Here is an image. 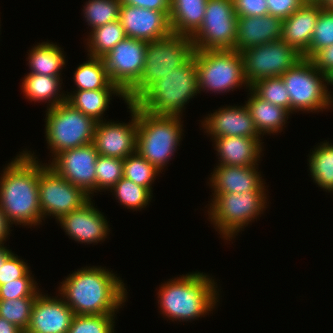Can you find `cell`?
Segmentation results:
<instances>
[{"label": "cell", "instance_id": "836d02e7", "mask_svg": "<svg viewBox=\"0 0 333 333\" xmlns=\"http://www.w3.org/2000/svg\"><path fill=\"white\" fill-rule=\"evenodd\" d=\"M110 190L114 192L120 205L132 210L145 208L151 202L153 194L148 188L139 186L125 177H122Z\"/></svg>", "mask_w": 333, "mask_h": 333}, {"label": "cell", "instance_id": "5b68a950", "mask_svg": "<svg viewBox=\"0 0 333 333\" xmlns=\"http://www.w3.org/2000/svg\"><path fill=\"white\" fill-rule=\"evenodd\" d=\"M138 152L160 172L174 155L183 136L178 116H157L136 106Z\"/></svg>", "mask_w": 333, "mask_h": 333}, {"label": "cell", "instance_id": "ee69618b", "mask_svg": "<svg viewBox=\"0 0 333 333\" xmlns=\"http://www.w3.org/2000/svg\"><path fill=\"white\" fill-rule=\"evenodd\" d=\"M268 15L286 19L304 3L302 0H267Z\"/></svg>", "mask_w": 333, "mask_h": 333}, {"label": "cell", "instance_id": "bcb514c9", "mask_svg": "<svg viewBox=\"0 0 333 333\" xmlns=\"http://www.w3.org/2000/svg\"><path fill=\"white\" fill-rule=\"evenodd\" d=\"M121 4L143 7L150 10L163 11L170 14V0H120Z\"/></svg>", "mask_w": 333, "mask_h": 333}, {"label": "cell", "instance_id": "7c38bea8", "mask_svg": "<svg viewBox=\"0 0 333 333\" xmlns=\"http://www.w3.org/2000/svg\"><path fill=\"white\" fill-rule=\"evenodd\" d=\"M46 164L39 163V205L43 220L52 215L58 221L63 215L81 208L91 197Z\"/></svg>", "mask_w": 333, "mask_h": 333}, {"label": "cell", "instance_id": "484cf974", "mask_svg": "<svg viewBox=\"0 0 333 333\" xmlns=\"http://www.w3.org/2000/svg\"><path fill=\"white\" fill-rule=\"evenodd\" d=\"M208 0H170L169 22L174 34L191 37L201 26Z\"/></svg>", "mask_w": 333, "mask_h": 333}, {"label": "cell", "instance_id": "681fc988", "mask_svg": "<svg viewBox=\"0 0 333 333\" xmlns=\"http://www.w3.org/2000/svg\"><path fill=\"white\" fill-rule=\"evenodd\" d=\"M12 253L13 252L9 250L6 246L4 247V243H0V268Z\"/></svg>", "mask_w": 333, "mask_h": 333}, {"label": "cell", "instance_id": "277c9868", "mask_svg": "<svg viewBox=\"0 0 333 333\" xmlns=\"http://www.w3.org/2000/svg\"><path fill=\"white\" fill-rule=\"evenodd\" d=\"M199 93L194 56L152 83L133 103L157 116H182L185 105Z\"/></svg>", "mask_w": 333, "mask_h": 333}, {"label": "cell", "instance_id": "f1b7e54d", "mask_svg": "<svg viewBox=\"0 0 333 333\" xmlns=\"http://www.w3.org/2000/svg\"><path fill=\"white\" fill-rule=\"evenodd\" d=\"M56 43H37L29 50L28 63L31 74L61 76L66 64L64 51Z\"/></svg>", "mask_w": 333, "mask_h": 333}, {"label": "cell", "instance_id": "f6af8a7d", "mask_svg": "<svg viewBox=\"0 0 333 333\" xmlns=\"http://www.w3.org/2000/svg\"><path fill=\"white\" fill-rule=\"evenodd\" d=\"M310 60L317 69L327 74L333 69V44L317 51Z\"/></svg>", "mask_w": 333, "mask_h": 333}, {"label": "cell", "instance_id": "b9f144b4", "mask_svg": "<svg viewBox=\"0 0 333 333\" xmlns=\"http://www.w3.org/2000/svg\"><path fill=\"white\" fill-rule=\"evenodd\" d=\"M12 253L0 268V285L11 282L14 279L23 278L29 271L30 267L24 260Z\"/></svg>", "mask_w": 333, "mask_h": 333}, {"label": "cell", "instance_id": "7bdbcfd3", "mask_svg": "<svg viewBox=\"0 0 333 333\" xmlns=\"http://www.w3.org/2000/svg\"><path fill=\"white\" fill-rule=\"evenodd\" d=\"M267 0H233L237 17L268 15Z\"/></svg>", "mask_w": 333, "mask_h": 333}, {"label": "cell", "instance_id": "9a60e30c", "mask_svg": "<svg viewBox=\"0 0 333 333\" xmlns=\"http://www.w3.org/2000/svg\"><path fill=\"white\" fill-rule=\"evenodd\" d=\"M98 155L95 146L90 143L57 154L48 165L91 197L94 192L96 193V160Z\"/></svg>", "mask_w": 333, "mask_h": 333}, {"label": "cell", "instance_id": "cb8c5ba5", "mask_svg": "<svg viewBox=\"0 0 333 333\" xmlns=\"http://www.w3.org/2000/svg\"><path fill=\"white\" fill-rule=\"evenodd\" d=\"M321 9L320 4H303L283 20L281 40L303 54L309 48Z\"/></svg>", "mask_w": 333, "mask_h": 333}, {"label": "cell", "instance_id": "f546056e", "mask_svg": "<svg viewBox=\"0 0 333 333\" xmlns=\"http://www.w3.org/2000/svg\"><path fill=\"white\" fill-rule=\"evenodd\" d=\"M88 57L74 73L76 90L120 89L111 82L103 58Z\"/></svg>", "mask_w": 333, "mask_h": 333}, {"label": "cell", "instance_id": "8d00e7d4", "mask_svg": "<svg viewBox=\"0 0 333 333\" xmlns=\"http://www.w3.org/2000/svg\"><path fill=\"white\" fill-rule=\"evenodd\" d=\"M333 44V9L322 8L314 28L309 48L302 54L310 59L317 51Z\"/></svg>", "mask_w": 333, "mask_h": 333}, {"label": "cell", "instance_id": "2e32d148", "mask_svg": "<svg viewBox=\"0 0 333 333\" xmlns=\"http://www.w3.org/2000/svg\"><path fill=\"white\" fill-rule=\"evenodd\" d=\"M131 121L128 123H115L102 119L95 127L93 145L99 155L125 159L136 152L137 144V115L136 105L128 103Z\"/></svg>", "mask_w": 333, "mask_h": 333}, {"label": "cell", "instance_id": "d6a6232c", "mask_svg": "<svg viewBox=\"0 0 333 333\" xmlns=\"http://www.w3.org/2000/svg\"><path fill=\"white\" fill-rule=\"evenodd\" d=\"M160 171L138 152H134L123 159V177L135 184L148 188L152 192V184Z\"/></svg>", "mask_w": 333, "mask_h": 333}, {"label": "cell", "instance_id": "74e56055", "mask_svg": "<svg viewBox=\"0 0 333 333\" xmlns=\"http://www.w3.org/2000/svg\"><path fill=\"white\" fill-rule=\"evenodd\" d=\"M36 297L0 300V317L26 330L31 316L32 306Z\"/></svg>", "mask_w": 333, "mask_h": 333}, {"label": "cell", "instance_id": "ffe728a7", "mask_svg": "<svg viewBox=\"0 0 333 333\" xmlns=\"http://www.w3.org/2000/svg\"><path fill=\"white\" fill-rule=\"evenodd\" d=\"M201 125L213 139L227 136L261 137L246 104L218 108L208 114Z\"/></svg>", "mask_w": 333, "mask_h": 333}, {"label": "cell", "instance_id": "f35d334b", "mask_svg": "<svg viewBox=\"0 0 333 333\" xmlns=\"http://www.w3.org/2000/svg\"><path fill=\"white\" fill-rule=\"evenodd\" d=\"M123 177V159L98 155L96 160V192L107 191Z\"/></svg>", "mask_w": 333, "mask_h": 333}, {"label": "cell", "instance_id": "c3c4849f", "mask_svg": "<svg viewBox=\"0 0 333 333\" xmlns=\"http://www.w3.org/2000/svg\"><path fill=\"white\" fill-rule=\"evenodd\" d=\"M22 331L17 325L8 322L0 317V333H20Z\"/></svg>", "mask_w": 333, "mask_h": 333}, {"label": "cell", "instance_id": "4316f807", "mask_svg": "<svg viewBox=\"0 0 333 333\" xmlns=\"http://www.w3.org/2000/svg\"><path fill=\"white\" fill-rule=\"evenodd\" d=\"M113 94L122 97L128 104L126 94L121 89L75 90L66 95V102L96 122H101Z\"/></svg>", "mask_w": 333, "mask_h": 333}, {"label": "cell", "instance_id": "44dd1931", "mask_svg": "<svg viewBox=\"0 0 333 333\" xmlns=\"http://www.w3.org/2000/svg\"><path fill=\"white\" fill-rule=\"evenodd\" d=\"M258 164L253 166L217 165L210 179V186L216 194L246 193L251 191H266L265 182L258 172ZM264 182V183H263Z\"/></svg>", "mask_w": 333, "mask_h": 333}, {"label": "cell", "instance_id": "5bb4252c", "mask_svg": "<svg viewBox=\"0 0 333 333\" xmlns=\"http://www.w3.org/2000/svg\"><path fill=\"white\" fill-rule=\"evenodd\" d=\"M147 44L146 41L126 37L103 57L111 82L125 94L143 73Z\"/></svg>", "mask_w": 333, "mask_h": 333}, {"label": "cell", "instance_id": "7402d4cb", "mask_svg": "<svg viewBox=\"0 0 333 333\" xmlns=\"http://www.w3.org/2000/svg\"><path fill=\"white\" fill-rule=\"evenodd\" d=\"M283 20L271 15L237 18L235 50L242 52L281 39Z\"/></svg>", "mask_w": 333, "mask_h": 333}, {"label": "cell", "instance_id": "f907efd6", "mask_svg": "<svg viewBox=\"0 0 333 333\" xmlns=\"http://www.w3.org/2000/svg\"><path fill=\"white\" fill-rule=\"evenodd\" d=\"M320 6L324 9H333V0H323Z\"/></svg>", "mask_w": 333, "mask_h": 333}, {"label": "cell", "instance_id": "f5cc1de1", "mask_svg": "<svg viewBox=\"0 0 333 333\" xmlns=\"http://www.w3.org/2000/svg\"><path fill=\"white\" fill-rule=\"evenodd\" d=\"M304 4H321L323 0H302Z\"/></svg>", "mask_w": 333, "mask_h": 333}, {"label": "cell", "instance_id": "83f0119b", "mask_svg": "<svg viewBox=\"0 0 333 333\" xmlns=\"http://www.w3.org/2000/svg\"><path fill=\"white\" fill-rule=\"evenodd\" d=\"M61 85L60 76L28 73L22 81V92L31 102L48 101L47 108H51L66 101V94L60 92Z\"/></svg>", "mask_w": 333, "mask_h": 333}, {"label": "cell", "instance_id": "3957f363", "mask_svg": "<svg viewBox=\"0 0 333 333\" xmlns=\"http://www.w3.org/2000/svg\"><path fill=\"white\" fill-rule=\"evenodd\" d=\"M161 285L157 293L158 307L163 316L172 321L204 317L219 302L217 284L203 272L188 273Z\"/></svg>", "mask_w": 333, "mask_h": 333}, {"label": "cell", "instance_id": "1f68e13d", "mask_svg": "<svg viewBox=\"0 0 333 333\" xmlns=\"http://www.w3.org/2000/svg\"><path fill=\"white\" fill-rule=\"evenodd\" d=\"M125 38L126 34L119 19L97 27L91 30L86 39L88 56L103 58Z\"/></svg>", "mask_w": 333, "mask_h": 333}, {"label": "cell", "instance_id": "816d5d0a", "mask_svg": "<svg viewBox=\"0 0 333 333\" xmlns=\"http://www.w3.org/2000/svg\"><path fill=\"white\" fill-rule=\"evenodd\" d=\"M326 77H327V85L331 84L330 86H332L333 85V69L326 74Z\"/></svg>", "mask_w": 333, "mask_h": 333}, {"label": "cell", "instance_id": "603a6c76", "mask_svg": "<svg viewBox=\"0 0 333 333\" xmlns=\"http://www.w3.org/2000/svg\"><path fill=\"white\" fill-rule=\"evenodd\" d=\"M261 137L227 136L214 138L218 165L253 166L257 165L262 155Z\"/></svg>", "mask_w": 333, "mask_h": 333}, {"label": "cell", "instance_id": "8fae6325", "mask_svg": "<svg viewBox=\"0 0 333 333\" xmlns=\"http://www.w3.org/2000/svg\"><path fill=\"white\" fill-rule=\"evenodd\" d=\"M237 18L233 0H208L203 22L190 37L195 50L235 49Z\"/></svg>", "mask_w": 333, "mask_h": 333}, {"label": "cell", "instance_id": "30bf717a", "mask_svg": "<svg viewBox=\"0 0 333 333\" xmlns=\"http://www.w3.org/2000/svg\"><path fill=\"white\" fill-rule=\"evenodd\" d=\"M281 78L289 92L290 113L300 110L323 112L332 107L326 74L317 69L310 59L302 58Z\"/></svg>", "mask_w": 333, "mask_h": 333}, {"label": "cell", "instance_id": "4dcf8cb0", "mask_svg": "<svg viewBox=\"0 0 333 333\" xmlns=\"http://www.w3.org/2000/svg\"><path fill=\"white\" fill-rule=\"evenodd\" d=\"M309 155V170L313 181L326 192L333 193V144L322 142Z\"/></svg>", "mask_w": 333, "mask_h": 333}, {"label": "cell", "instance_id": "6da1fadb", "mask_svg": "<svg viewBox=\"0 0 333 333\" xmlns=\"http://www.w3.org/2000/svg\"><path fill=\"white\" fill-rule=\"evenodd\" d=\"M69 275L58 290L74 315L115 314L127 299L123 281L104 267L86 266Z\"/></svg>", "mask_w": 333, "mask_h": 333}, {"label": "cell", "instance_id": "8992f818", "mask_svg": "<svg viewBox=\"0 0 333 333\" xmlns=\"http://www.w3.org/2000/svg\"><path fill=\"white\" fill-rule=\"evenodd\" d=\"M194 52L192 39L185 35L171 33L162 39L148 42L143 73L126 93L127 102L133 103L152 83L187 63Z\"/></svg>", "mask_w": 333, "mask_h": 333}, {"label": "cell", "instance_id": "11a10c76", "mask_svg": "<svg viewBox=\"0 0 333 333\" xmlns=\"http://www.w3.org/2000/svg\"><path fill=\"white\" fill-rule=\"evenodd\" d=\"M333 104V95H331V105Z\"/></svg>", "mask_w": 333, "mask_h": 333}, {"label": "cell", "instance_id": "d590c367", "mask_svg": "<svg viewBox=\"0 0 333 333\" xmlns=\"http://www.w3.org/2000/svg\"><path fill=\"white\" fill-rule=\"evenodd\" d=\"M250 89L261 99L281 106L290 112V97L280 77H269L258 80Z\"/></svg>", "mask_w": 333, "mask_h": 333}, {"label": "cell", "instance_id": "d4e9b609", "mask_svg": "<svg viewBox=\"0 0 333 333\" xmlns=\"http://www.w3.org/2000/svg\"><path fill=\"white\" fill-rule=\"evenodd\" d=\"M248 90V94L251 95H249L250 97L245 101V104L250 111L260 136L265 134L270 135L271 133H280L291 113L281 106L274 105L261 99L250 88Z\"/></svg>", "mask_w": 333, "mask_h": 333}, {"label": "cell", "instance_id": "7a4b0ae2", "mask_svg": "<svg viewBox=\"0 0 333 333\" xmlns=\"http://www.w3.org/2000/svg\"><path fill=\"white\" fill-rule=\"evenodd\" d=\"M36 158L34 153L23 150L1 174L0 207L11 224L32 227L42 223Z\"/></svg>", "mask_w": 333, "mask_h": 333}, {"label": "cell", "instance_id": "60d3db41", "mask_svg": "<svg viewBox=\"0 0 333 333\" xmlns=\"http://www.w3.org/2000/svg\"><path fill=\"white\" fill-rule=\"evenodd\" d=\"M31 274L29 271L23 278L0 285V300L37 297L40 293L39 288H37L38 283Z\"/></svg>", "mask_w": 333, "mask_h": 333}, {"label": "cell", "instance_id": "52a82bcc", "mask_svg": "<svg viewBox=\"0 0 333 333\" xmlns=\"http://www.w3.org/2000/svg\"><path fill=\"white\" fill-rule=\"evenodd\" d=\"M266 200L265 191L216 194L211 199L208 216L222 238L231 241L244 226L263 214Z\"/></svg>", "mask_w": 333, "mask_h": 333}, {"label": "cell", "instance_id": "ba28073f", "mask_svg": "<svg viewBox=\"0 0 333 333\" xmlns=\"http://www.w3.org/2000/svg\"><path fill=\"white\" fill-rule=\"evenodd\" d=\"M45 138L52 157L93 142L97 122L68 102L47 108Z\"/></svg>", "mask_w": 333, "mask_h": 333}, {"label": "cell", "instance_id": "db71d44e", "mask_svg": "<svg viewBox=\"0 0 333 333\" xmlns=\"http://www.w3.org/2000/svg\"><path fill=\"white\" fill-rule=\"evenodd\" d=\"M20 333H31V332H29L27 330H22Z\"/></svg>", "mask_w": 333, "mask_h": 333}, {"label": "cell", "instance_id": "4fadbf2b", "mask_svg": "<svg viewBox=\"0 0 333 333\" xmlns=\"http://www.w3.org/2000/svg\"><path fill=\"white\" fill-rule=\"evenodd\" d=\"M241 55L244 78L249 87L263 78L280 77L303 58L294 47L281 39L245 49Z\"/></svg>", "mask_w": 333, "mask_h": 333}, {"label": "cell", "instance_id": "e575fe53", "mask_svg": "<svg viewBox=\"0 0 333 333\" xmlns=\"http://www.w3.org/2000/svg\"><path fill=\"white\" fill-rule=\"evenodd\" d=\"M83 13L91 30L119 19L120 0H88Z\"/></svg>", "mask_w": 333, "mask_h": 333}, {"label": "cell", "instance_id": "ab89813d", "mask_svg": "<svg viewBox=\"0 0 333 333\" xmlns=\"http://www.w3.org/2000/svg\"><path fill=\"white\" fill-rule=\"evenodd\" d=\"M115 315H74L67 333H114Z\"/></svg>", "mask_w": 333, "mask_h": 333}, {"label": "cell", "instance_id": "ac0fdd59", "mask_svg": "<svg viewBox=\"0 0 333 333\" xmlns=\"http://www.w3.org/2000/svg\"><path fill=\"white\" fill-rule=\"evenodd\" d=\"M91 200L58 220L66 234L80 243L103 242L110 231L105 216L93 206Z\"/></svg>", "mask_w": 333, "mask_h": 333}, {"label": "cell", "instance_id": "d6986e66", "mask_svg": "<svg viewBox=\"0 0 333 333\" xmlns=\"http://www.w3.org/2000/svg\"><path fill=\"white\" fill-rule=\"evenodd\" d=\"M74 317L73 310L61 298L40 292L32 306L27 331L31 333H67Z\"/></svg>", "mask_w": 333, "mask_h": 333}, {"label": "cell", "instance_id": "9c48e42d", "mask_svg": "<svg viewBox=\"0 0 333 333\" xmlns=\"http://www.w3.org/2000/svg\"><path fill=\"white\" fill-rule=\"evenodd\" d=\"M194 58L198 71V88L212 93H227L246 85L243 58L235 49L195 50ZM227 91V92H226Z\"/></svg>", "mask_w": 333, "mask_h": 333}, {"label": "cell", "instance_id": "e0dca14e", "mask_svg": "<svg viewBox=\"0 0 333 333\" xmlns=\"http://www.w3.org/2000/svg\"><path fill=\"white\" fill-rule=\"evenodd\" d=\"M119 20L126 37L151 42L169 36V16L163 11L121 4Z\"/></svg>", "mask_w": 333, "mask_h": 333}, {"label": "cell", "instance_id": "7dc6e473", "mask_svg": "<svg viewBox=\"0 0 333 333\" xmlns=\"http://www.w3.org/2000/svg\"><path fill=\"white\" fill-rule=\"evenodd\" d=\"M10 225L11 223L0 207V243H5L4 241L9 237Z\"/></svg>", "mask_w": 333, "mask_h": 333}]
</instances>
